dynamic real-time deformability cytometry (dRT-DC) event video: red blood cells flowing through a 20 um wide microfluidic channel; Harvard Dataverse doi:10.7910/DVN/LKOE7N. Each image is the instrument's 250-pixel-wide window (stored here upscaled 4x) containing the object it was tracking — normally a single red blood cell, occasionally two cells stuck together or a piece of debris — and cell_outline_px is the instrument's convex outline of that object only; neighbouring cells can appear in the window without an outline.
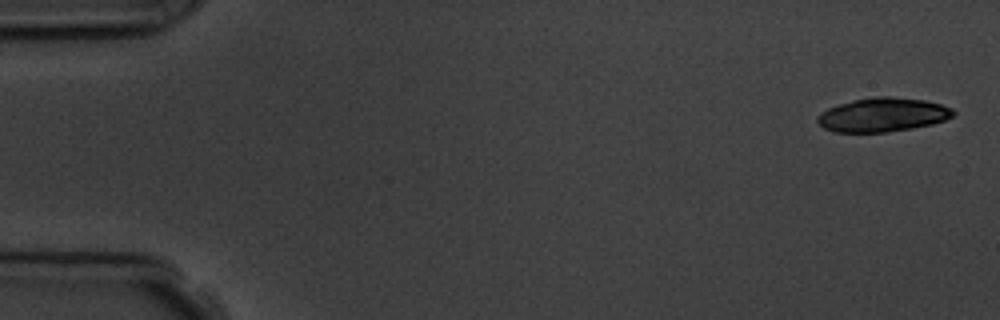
{"species": "common noctule bat (a hibernating species)", "species_latin": "Nyctalus noctula", "temperature_condition": "room temperature", "stored_images_in_passage": 5, "camera_frame_rate_fps": 3000, "um_per_image_px": 0.085, "animal": {"sex": "male", "body_mass_g": 19.5, "forearm_length_mm": 54.6}, "frame": {"image": 1, "passage_image": 1, "time_ms": 0.0, "image_size_px": [1000, 320], "cell_outline_px": [[956, 112], [952, 116], [944, 120], [932, 124], [912, 128], [884, 132], [832, 132], [824, 128], [816, 120], [816, 116], [820, 112], [828, 108], [852, 100], [876, 96], [892, 96], [924, 100], [940, 104], [952, 108]], "centroid_in_image_um": [75.01, 9.75], "position_along_channel_um": 10.0, "area_um2": 26.88}}
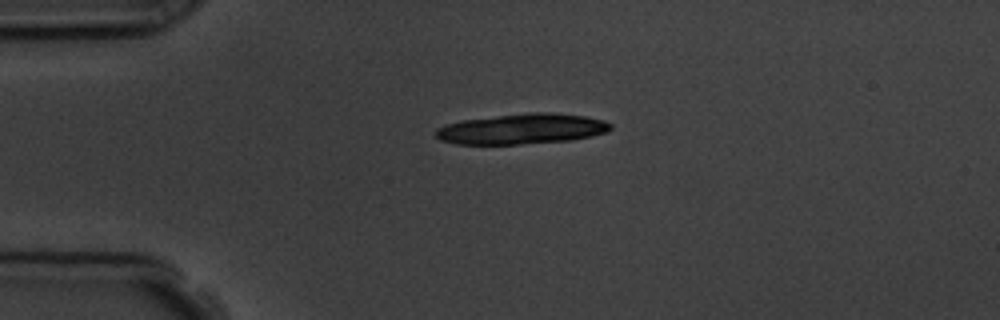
{"frame": {"image": 2, "passage_image": 4, "time_ms": 3.667, "image_size_px": [1000, 320], "cell_outline_px": [[612, 128], [608, 132], [592, 136], [572, 140], [520, 144], [456, 144], [440, 140], [436, 136], [436, 128], [460, 120], [528, 112], [552, 112], [584, 116], [604, 120], [612, 124]], "centroid_in_image_um": [44.39, 10.95], "position_along_channel_um": 40.6, "area_um2": 31.15}}